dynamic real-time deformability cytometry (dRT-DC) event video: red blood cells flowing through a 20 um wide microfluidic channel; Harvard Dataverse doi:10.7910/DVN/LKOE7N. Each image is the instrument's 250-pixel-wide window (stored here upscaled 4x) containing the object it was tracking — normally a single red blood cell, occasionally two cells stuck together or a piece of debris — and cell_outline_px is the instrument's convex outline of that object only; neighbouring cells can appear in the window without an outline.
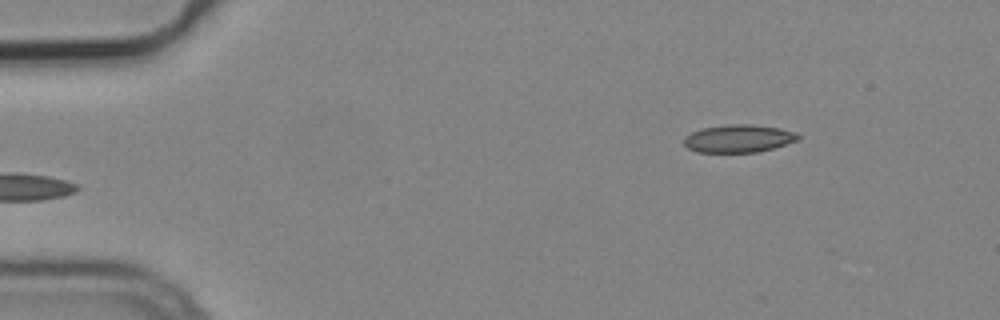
{"species": "common noctule bat (a hibernating species)", "species_latin": "Nyctalus noctula", "temperature_condition": "cold", "stored_images_in_passage": 2, "camera_frame_rate_fps": 3000, "um_per_image_px": 0.085, "animal": {"sex": "male", "body_mass_g": 19.2, "forearm_length_mm": 51.8}, "frame": {"image": 1, "passage_image": 2, "time_ms": 0.333, "image_size_px": [1000, 320], "cell_outline_px": [[800, 140], [772, 148], [756, 152], [696, 152], [688, 148], [684, 144], [684, 136], [700, 128], [728, 124], [752, 124], [780, 128], [796, 132], [800, 136]], "centroid_in_image_um": [62.77, 11.76], "position_along_channel_um": 22.2, "area_um2": 18.61}}